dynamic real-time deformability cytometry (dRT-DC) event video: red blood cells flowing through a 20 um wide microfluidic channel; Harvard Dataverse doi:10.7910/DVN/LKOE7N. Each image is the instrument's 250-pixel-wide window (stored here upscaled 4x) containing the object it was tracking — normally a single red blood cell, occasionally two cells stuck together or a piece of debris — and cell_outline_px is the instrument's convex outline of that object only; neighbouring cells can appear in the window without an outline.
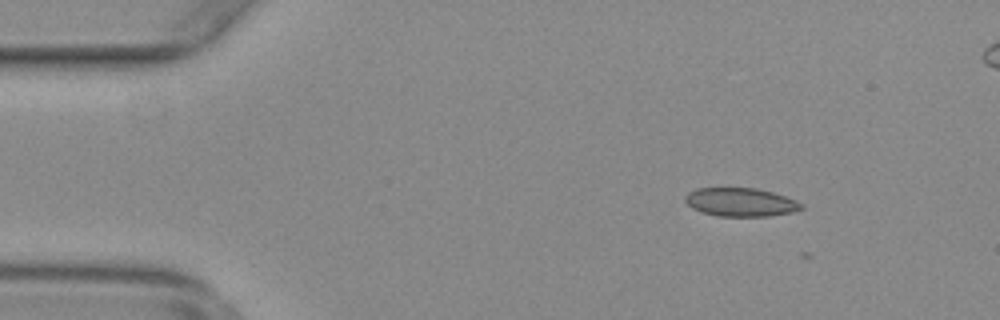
{"species": "common noctule bat (a hibernating species)", "species_latin": "Nyctalus noctula", "temperature_condition": "warm", "stored_images_in_passage": 11, "camera_frame_rate_fps": 3000, "um_per_image_px": 0.085, "animal": {"sex": "female", "body_mass_g": 29.2, "forearm_length_mm": 56.3}, "frame": {"image": 1, "passage_image": 6, "time_ms": 1.667, "image_size_px": [1000, 320], "cell_outline_px": [[804, 208], [792, 212], [768, 216], [720, 216], [700, 212], [692, 208], [684, 200], [684, 196], [688, 192], [696, 188], [756, 188], [772, 192], [796, 200], [804, 204]], "centroid_in_image_um": [62.94, 17.18], "position_along_channel_um": 22.1, "area_um2": 19.36}}